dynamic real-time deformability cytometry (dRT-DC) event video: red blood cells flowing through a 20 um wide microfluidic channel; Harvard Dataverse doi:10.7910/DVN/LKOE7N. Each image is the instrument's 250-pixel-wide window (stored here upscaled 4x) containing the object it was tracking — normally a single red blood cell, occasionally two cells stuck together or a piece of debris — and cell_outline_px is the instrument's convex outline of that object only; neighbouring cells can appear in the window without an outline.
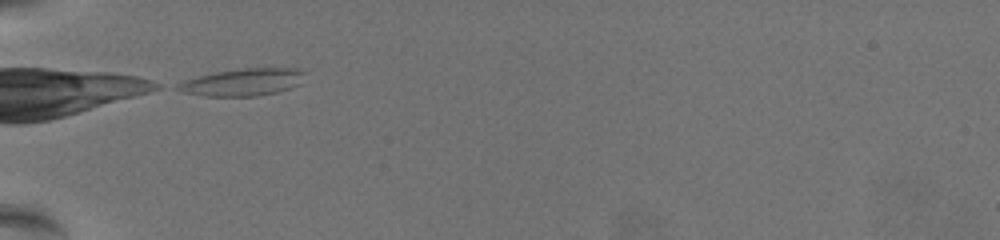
{"species": "common noctule bat (a hibernating species)", "species_latin": "Nyctalus noctula", "temperature_condition": "warm", "stored_images_in_passage": 32, "camera_frame_rate_fps": 3000, "um_per_image_px": 0.085, "animal": {"sex": "female", "body_mass_g": 19.5, "forearm_length_mm": 54.1}, "frame": {"image": 1, "passage_image": 1, "time_ms": 0.0, "image_size_px": [1000, 240], "cell_outline_px": [[308, 72], [300, 84], [276, 92], [256, 96], [204, 96], [184, 92], [176, 88], [176, 84], [184, 80], [216, 72], [244, 68], [296, 68]], "centroid_in_image_um": [20.68, 6.98], "position_along_channel_um": 64.3, "area_um2": 20.11}}
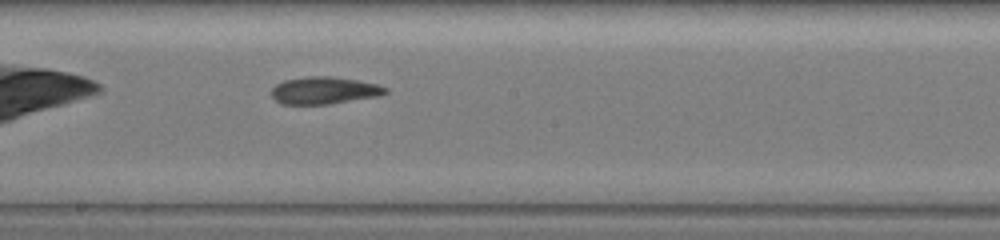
{"frame": {"image": 2, "passage_image": 15, "time_ms": 4.667, "image_size_px": [1000, 240], "cell_outline_px": [[388, 92], [376, 96], [328, 104], [280, 104], [272, 96], [272, 88], [276, 84], [284, 80], [308, 76], [332, 76], [356, 80], [376, 84], [388, 88]], "centroid_in_image_um": [27.52, 7.68], "position_along_channel_um": 220.7, "area_um2": 17.92}}
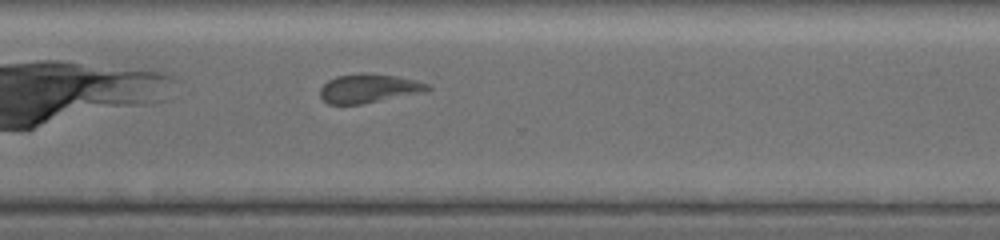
{"frame": {"image": 3, "passage_image": 25, "time_ms": 8.0, "image_size_px": [1000, 240], "cell_outline_px": [[432, 88], [424, 92], [360, 104], [328, 104], [320, 96], [320, 88], [328, 80], [336, 76], [360, 72], [364, 72], [400, 76], [416, 80], [428, 84]], "centroid_in_image_um": [31.34, 7.49], "position_along_channel_um": 339.3, "area_um2": 18.21}, "authors_computed_cell_mechanics": {"area_um2": 17.918, "velocity_mm_per_s": 3.5555, "shape_relaxation_time_tau1_ms": null, "shape_relaxation_time_tau2_ms": 3.2417, "deformation_change_tau1": null, "deformation_change_tau2": 0.0977}}